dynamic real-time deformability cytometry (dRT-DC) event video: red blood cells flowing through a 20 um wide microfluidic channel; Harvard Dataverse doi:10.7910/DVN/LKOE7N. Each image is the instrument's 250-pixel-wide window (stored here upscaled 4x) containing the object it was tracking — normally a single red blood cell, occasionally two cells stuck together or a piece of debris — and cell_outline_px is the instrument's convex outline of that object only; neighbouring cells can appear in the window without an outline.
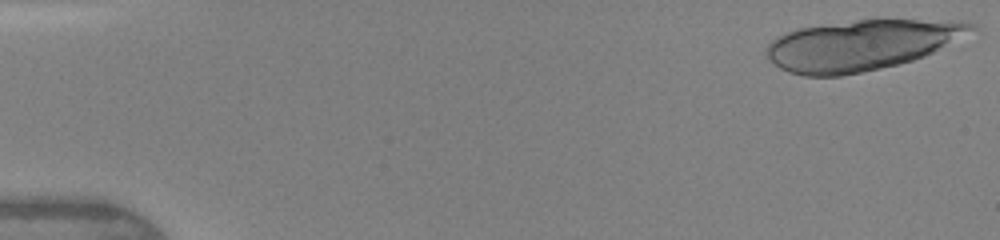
{"species": "human", "species_latin": "Homo sapiens", "temperature_condition": "warm", "stored_images_in_passage": 18, "camera_frame_rate_fps": 3000, "um_per_image_px": 0.085, "donor": {"sex": "female"}, "frame": {"image": 1, "passage_image": 1, "time_ms": 0.0, "image_size_px": [1000, 240], "cell_outline_px": [[980, 32], [924, 56], [912, 60], [880, 68], [840, 76], [804, 76], [788, 72], [780, 68], [768, 56], [768, 44], [776, 36], [800, 28], [856, 20], [968, 20], [976, 24], [980, 28]], "centroid_in_image_um": [73.38, 3.81], "position_along_channel_um": 11.6, "area_um2": 60.4}}
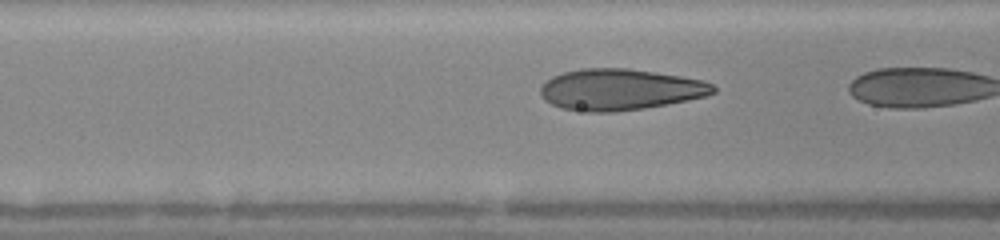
{"frame": {"image": 2, "passage_image": 17, "time_ms": 5.333, "image_size_px": [1000, 240], "cell_outline_px": [[716, 92], [704, 96], [688, 100], [668, 104], [644, 108], [616, 112], [588, 112], [560, 108], [544, 100], [540, 92], [540, 88], [552, 76], [564, 72], [580, 68], [628, 68], [680, 76], [704, 80], [712, 84], [716, 88]], "centroid_in_image_um": [52.7, 7.61], "position_along_channel_um": 113.9, "area_um2": 41.56}}